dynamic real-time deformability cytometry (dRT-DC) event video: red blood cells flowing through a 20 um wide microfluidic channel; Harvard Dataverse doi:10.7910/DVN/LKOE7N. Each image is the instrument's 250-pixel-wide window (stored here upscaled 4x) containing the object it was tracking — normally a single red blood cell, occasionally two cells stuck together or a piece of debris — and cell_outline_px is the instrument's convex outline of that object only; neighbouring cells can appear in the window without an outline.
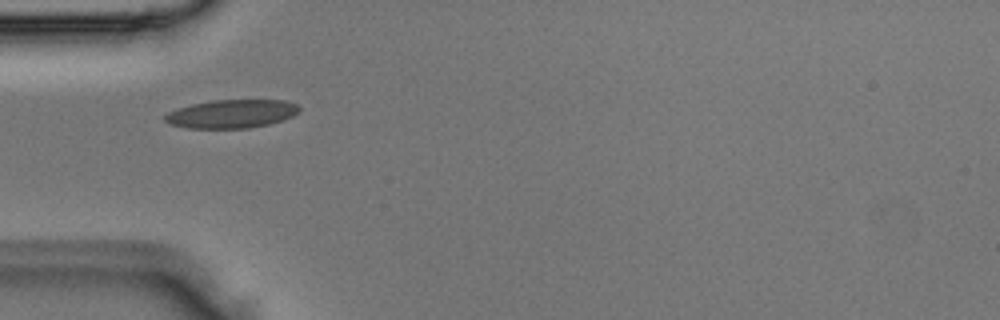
{"species": "Egyptian fruit bat (a non-hibernating species)", "species_latin": "Rousettus aegyptiacus", "temperature_condition": "room temperature", "stored_images_in_passage": 2, "camera_frame_rate_fps": 3000, "um_per_image_px": 0.085, "animal": {"sex": "male"}, "frame": {"image": 1, "passage_image": 2, "time_ms": 0.333, "image_size_px": [1000, 320], "cell_outline_px": [[300, 112], [284, 120], [268, 124], [248, 128], [184, 128], [168, 124], [164, 120], [164, 116], [168, 112], [192, 104], [212, 100], [288, 100], [296, 104], [300, 108]], "centroid_in_image_um": [19.7, 9.68], "position_along_channel_um": 65.3, "area_um2": 22.37}}